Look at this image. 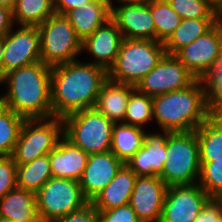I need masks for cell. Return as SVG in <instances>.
Returning <instances> with one entry per match:
<instances>
[{
  "label": "cell",
  "mask_w": 222,
  "mask_h": 222,
  "mask_svg": "<svg viewBox=\"0 0 222 222\" xmlns=\"http://www.w3.org/2000/svg\"><path fill=\"white\" fill-rule=\"evenodd\" d=\"M108 71L78 60L51 68L52 117H60L95 106Z\"/></svg>",
  "instance_id": "1"
},
{
  "label": "cell",
  "mask_w": 222,
  "mask_h": 222,
  "mask_svg": "<svg viewBox=\"0 0 222 222\" xmlns=\"http://www.w3.org/2000/svg\"><path fill=\"white\" fill-rule=\"evenodd\" d=\"M7 84V93L1 96L2 105L24 119L52 117L51 67L43 62L14 69L1 78Z\"/></svg>",
  "instance_id": "2"
},
{
  "label": "cell",
  "mask_w": 222,
  "mask_h": 222,
  "mask_svg": "<svg viewBox=\"0 0 222 222\" xmlns=\"http://www.w3.org/2000/svg\"><path fill=\"white\" fill-rule=\"evenodd\" d=\"M153 118L162 131H195L211 114L203 79L189 87L152 98Z\"/></svg>",
  "instance_id": "3"
},
{
  "label": "cell",
  "mask_w": 222,
  "mask_h": 222,
  "mask_svg": "<svg viewBox=\"0 0 222 222\" xmlns=\"http://www.w3.org/2000/svg\"><path fill=\"white\" fill-rule=\"evenodd\" d=\"M166 156L167 159L159 177L168 187L198 182L201 163L195 131H168Z\"/></svg>",
  "instance_id": "4"
},
{
  "label": "cell",
  "mask_w": 222,
  "mask_h": 222,
  "mask_svg": "<svg viewBox=\"0 0 222 222\" xmlns=\"http://www.w3.org/2000/svg\"><path fill=\"white\" fill-rule=\"evenodd\" d=\"M165 54L162 42L149 39L123 38L108 78L115 82L136 85Z\"/></svg>",
  "instance_id": "5"
},
{
  "label": "cell",
  "mask_w": 222,
  "mask_h": 222,
  "mask_svg": "<svg viewBox=\"0 0 222 222\" xmlns=\"http://www.w3.org/2000/svg\"><path fill=\"white\" fill-rule=\"evenodd\" d=\"M62 120L63 135L89 155L111 150L115 123L95 107L73 112Z\"/></svg>",
  "instance_id": "6"
},
{
  "label": "cell",
  "mask_w": 222,
  "mask_h": 222,
  "mask_svg": "<svg viewBox=\"0 0 222 222\" xmlns=\"http://www.w3.org/2000/svg\"><path fill=\"white\" fill-rule=\"evenodd\" d=\"M41 62L54 67L77 60L82 41L64 15L53 14L38 26Z\"/></svg>",
  "instance_id": "7"
},
{
  "label": "cell",
  "mask_w": 222,
  "mask_h": 222,
  "mask_svg": "<svg viewBox=\"0 0 222 222\" xmlns=\"http://www.w3.org/2000/svg\"><path fill=\"white\" fill-rule=\"evenodd\" d=\"M62 136L63 120L60 117L25 119L11 157L16 165L29 163L49 154Z\"/></svg>",
  "instance_id": "8"
},
{
  "label": "cell",
  "mask_w": 222,
  "mask_h": 222,
  "mask_svg": "<svg viewBox=\"0 0 222 222\" xmlns=\"http://www.w3.org/2000/svg\"><path fill=\"white\" fill-rule=\"evenodd\" d=\"M36 203L41 222H55L82 209L89 201L78 181L51 177L36 192Z\"/></svg>",
  "instance_id": "9"
},
{
  "label": "cell",
  "mask_w": 222,
  "mask_h": 222,
  "mask_svg": "<svg viewBox=\"0 0 222 222\" xmlns=\"http://www.w3.org/2000/svg\"><path fill=\"white\" fill-rule=\"evenodd\" d=\"M197 78L175 56L164 54L157 65L145 75L135 88L150 97L189 87Z\"/></svg>",
  "instance_id": "10"
},
{
  "label": "cell",
  "mask_w": 222,
  "mask_h": 222,
  "mask_svg": "<svg viewBox=\"0 0 222 222\" xmlns=\"http://www.w3.org/2000/svg\"><path fill=\"white\" fill-rule=\"evenodd\" d=\"M222 48V25L217 22L203 36L180 49L175 56L197 78L203 79L216 67Z\"/></svg>",
  "instance_id": "11"
},
{
  "label": "cell",
  "mask_w": 222,
  "mask_h": 222,
  "mask_svg": "<svg viewBox=\"0 0 222 222\" xmlns=\"http://www.w3.org/2000/svg\"><path fill=\"white\" fill-rule=\"evenodd\" d=\"M210 198L198 183L169 186L160 222H193Z\"/></svg>",
  "instance_id": "12"
},
{
  "label": "cell",
  "mask_w": 222,
  "mask_h": 222,
  "mask_svg": "<svg viewBox=\"0 0 222 222\" xmlns=\"http://www.w3.org/2000/svg\"><path fill=\"white\" fill-rule=\"evenodd\" d=\"M11 30L3 37L4 75L41 61L40 34L37 26H21Z\"/></svg>",
  "instance_id": "13"
},
{
  "label": "cell",
  "mask_w": 222,
  "mask_h": 222,
  "mask_svg": "<svg viewBox=\"0 0 222 222\" xmlns=\"http://www.w3.org/2000/svg\"><path fill=\"white\" fill-rule=\"evenodd\" d=\"M120 6L111 5V19L125 39L156 40V30L150 3H132L117 0Z\"/></svg>",
  "instance_id": "14"
},
{
  "label": "cell",
  "mask_w": 222,
  "mask_h": 222,
  "mask_svg": "<svg viewBox=\"0 0 222 222\" xmlns=\"http://www.w3.org/2000/svg\"><path fill=\"white\" fill-rule=\"evenodd\" d=\"M167 185L159 176H137L130 206L141 222H160Z\"/></svg>",
  "instance_id": "15"
},
{
  "label": "cell",
  "mask_w": 222,
  "mask_h": 222,
  "mask_svg": "<svg viewBox=\"0 0 222 222\" xmlns=\"http://www.w3.org/2000/svg\"><path fill=\"white\" fill-rule=\"evenodd\" d=\"M124 164L111 151L90 154L83 175L78 181L83 196L91 202L113 180Z\"/></svg>",
  "instance_id": "16"
},
{
  "label": "cell",
  "mask_w": 222,
  "mask_h": 222,
  "mask_svg": "<svg viewBox=\"0 0 222 222\" xmlns=\"http://www.w3.org/2000/svg\"><path fill=\"white\" fill-rule=\"evenodd\" d=\"M168 131L163 134L144 133L142 147L125 162L137 176H159L167 159Z\"/></svg>",
  "instance_id": "17"
},
{
  "label": "cell",
  "mask_w": 222,
  "mask_h": 222,
  "mask_svg": "<svg viewBox=\"0 0 222 222\" xmlns=\"http://www.w3.org/2000/svg\"><path fill=\"white\" fill-rule=\"evenodd\" d=\"M122 40L121 31L109 19L82 41L81 50H86L95 58L91 63L109 71L116 61Z\"/></svg>",
  "instance_id": "18"
},
{
  "label": "cell",
  "mask_w": 222,
  "mask_h": 222,
  "mask_svg": "<svg viewBox=\"0 0 222 222\" xmlns=\"http://www.w3.org/2000/svg\"><path fill=\"white\" fill-rule=\"evenodd\" d=\"M88 156V153L63 135L49 153L52 176L79 181L87 165Z\"/></svg>",
  "instance_id": "19"
},
{
  "label": "cell",
  "mask_w": 222,
  "mask_h": 222,
  "mask_svg": "<svg viewBox=\"0 0 222 222\" xmlns=\"http://www.w3.org/2000/svg\"><path fill=\"white\" fill-rule=\"evenodd\" d=\"M112 4L109 0H93L69 10L64 16L71 23L77 37L83 41L111 19Z\"/></svg>",
  "instance_id": "20"
},
{
  "label": "cell",
  "mask_w": 222,
  "mask_h": 222,
  "mask_svg": "<svg viewBox=\"0 0 222 222\" xmlns=\"http://www.w3.org/2000/svg\"><path fill=\"white\" fill-rule=\"evenodd\" d=\"M137 174L124 164L113 180L90 202L96 210H109L130 202Z\"/></svg>",
  "instance_id": "21"
},
{
  "label": "cell",
  "mask_w": 222,
  "mask_h": 222,
  "mask_svg": "<svg viewBox=\"0 0 222 222\" xmlns=\"http://www.w3.org/2000/svg\"><path fill=\"white\" fill-rule=\"evenodd\" d=\"M134 89L135 85L108 78L101 87L94 107L110 121L123 123L127 102Z\"/></svg>",
  "instance_id": "22"
},
{
  "label": "cell",
  "mask_w": 222,
  "mask_h": 222,
  "mask_svg": "<svg viewBox=\"0 0 222 222\" xmlns=\"http://www.w3.org/2000/svg\"><path fill=\"white\" fill-rule=\"evenodd\" d=\"M0 218L12 222H41L36 193L14 188L0 199Z\"/></svg>",
  "instance_id": "23"
},
{
  "label": "cell",
  "mask_w": 222,
  "mask_h": 222,
  "mask_svg": "<svg viewBox=\"0 0 222 222\" xmlns=\"http://www.w3.org/2000/svg\"><path fill=\"white\" fill-rule=\"evenodd\" d=\"M217 22L218 18L182 19L179 26L163 43L165 53L175 55L184 46L203 36Z\"/></svg>",
  "instance_id": "24"
},
{
  "label": "cell",
  "mask_w": 222,
  "mask_h": 222,
  "mask_svg": "<svg viewBox=\"0 0 222 222\" xmlns=\"http://www.w3.org/2000/svg\"><path fill=\"white\" fill-rule=\"evenodd\" d=\"M200 161L222 159V121L211 114L196 130Z\"/></svg>",
  "instance_id": "25"
},
{
  "label": "cell",
  "mask_w": 222,
  "mask_h": 222,
  "mask_svg": "<svg viewBox=\"0 0 222 222\" xmlns=\"http://www.w3.org/2000/svg\"><path fill=\"white\" fill-rule=\"evenodd\" d=\"M144 133L142 128L115 123L110 151L125 163L142 147Z\"/></svg>",
  "instance_id": "26"
},
{
  "label": "cell",
  "mask_w": 222,
  "mask_h": 222,
  "mask_svg": "<svg viewBox=\"0 0 222 222\" xmlns=\"http://www.w3.org/2000/svg\"><path fill=\"white\" fill-rule=\"evenodd\" d=\"M52 176L49 154L17 165V187L36 193Z\"/></svg>",
  "instance_id": "27"
},
{
  "label": "cell",
  "mask_w": 222,
  "mask_h": 222,
  "mask_svg": "<svg viewBox=\"0 0 222 222\" xmlns=\"http://www.w3.org/2000/svg\"><path fill=\"white\" fill-rule=\"evenodd\" d=\"M54 13V0H16L12 19L20 26L38 27Z\"/></svg>",
  "instance_id": "28"
},
{
  "label": "cell",
  "mask_w": 222,
  "mask_h": 222,
  "mask_svg": "<svg viewBox=\"0 0 222 222\" xmlns=\"http://www.w3.org/2000/svg\"><path fill=\"white\" fill-rule=\"evenodd\" d=\"M150 10L156 30V41L164 43L175 31L182 18L166 0L150 2Z\"/></svg>",
  "instance_id": "29"
},
{
  "label": "cell",
  "mask_w": 222,
  "mask_h": 222,
  "mask_svg": "<svg viewBox=\"0 0 222 222\" xmlns=\"http://www.w3.org/2000/svg\"><path fill=\"white\" fill-rule=\"evenodd\" d=\"M25 119L0 105V156H11Z\"/></svg>",
  "instance_id": "30"
},
{
  "label": "cell",
  "mask_w": 222,
  "mask_h": 222,
  "mask_svg": "<svg viewBox=\"0 0 222 222\" xmlns=\"http://www.w3.org/2000/svg\"><path fill=\"white\" fill-rule=\"evenodd\" d=\"M152 118V97L135 88L128 99L123 123L143 129Z\"/></svg>",
  "instance_id": "31"
},
{
  "label": "cell",
  "mask_w": 222,
  "mask_h": 222,
  "mask_svg": "<svg viewBox=\"0 0 222 222\" xmlns=\"http://www.w3.org/2000/svg\"><path fill=\"white\" fill-rule=\"evenodd\" d=\"M200 176L198 184L211 197L222 194V159L200 161Z\"/></svg>",
  "instance_id": "32"
},
{
  "label": "cell",
  "mask_w": 222,
  "mask_h": 222,
  "mask_svg": "<svg viewBox=\"0 0 222 222\" xmlns=\"http://www.w3.org/2000/svg\"><path fill=\"white\" fill-rule=\"evenodd\" d=\"M182 19L218 18L207 0H166Z\"/></svg>",
  "instance_id": "33"
},
{
  "label": "cell",
  "mask_w": 222,
  "mask_h": 222,
  "mask_svg": "<svg viewBox=\"0 0 222 222\" xmlns=\"http://www.w3.org/2000/svg\"><path fill=\"white\" fill-rule=\"evenodd\" d=\"M212 114L222 112V48L215 68L204 78Z\"/></svg>",
  "instance_id": "34"
},
{
  "label": "cell",
  "mask_w": 222,
  "mask_h": 222,
  "mask_svg": "<svg viewBox=\"0 0 222 222\" xmlns=\"http://www.w3.org/2000/svg\"><path fill=\"white\" fill-rule=\"evenodd\" d=\"M17 187V165L11 156H0V199Z\"/></svg>",
  "instance_id": "35"
},
{
  "label": "cell",
  "mask_w": 222,
  "mask_h": 222,
  "mask_svg": "<svg viewBox=\"0 0 222 222\" xmlns=\"http://www.w3.org/2000/svg\"><path fill=\"white\" fill-rule=\"evenodd\" d=\"M100 222H141L130 204L109 210H97Z\"/></svg>",
  "instance_id": "36"
},
{
  "label": "cell",
  "mask_w": 222,
  "mask_h": 222,
  "mask_svg": "<svg viewBox=\"0 0 222 222\" xmlns=\"http://www.w3.org/2000/svg\"><path fill=\"white\" fill-rule=\"evenodd\" d=\"M193 222H222V209L215 198H210Z\"/></svg>",
  "instance_id": "37"
},
{
  "label": "cell",
  "mask_w": 222,
  "mask_h": 222,
  "mask_svg": "<svg viewBox=\"0 0 222 222\" xmlns=\"http://www.w3.org/2000/svg\"><path fill=\"white\" fill-rule=\"evenodd\" d=\"M55 222H100L98 211L89 202L82 209L71 212Z\"/></svg>",
  "instance_id": "38"
},
{
  "label": "cell",
  "mask_w": 222,
  "mask_h": 222,
  "mask_svg": "<svg viewBox=\"0 0 222 222\" xmlns=\"http://www.w3.org/2000/svg\"><path fill=\"white\" fill-rule=\"evenodd\" d=\"M91 1L93 0H54L55 14L65 15L69 10Z\"/></svg>",
  "instance_id": "39"
},
{
  "label": "cell",
  "mask_w": 222,
  "mask_h": 222,
  "mask_svg": "<svg viewBox=\"0 0 222 222\" xmlns=\"http://www.w3.org/2000/svg\"><path fill=\"white\" fill-rule=\"evenodd\" d=\"M12 11L0 6V37H4L13 27Z\"/></svg>",
  "instance_id": "40"
},
{
  "label": "cell",
  "mask_w": 222,
  "mask_h": 222,
  "mask_svg": "<svg viewBox=\"0 0 222 222\" xmlns=\"http://www.w3.org/2000/svg\"><path fill=\"white\" fill-rule=\"evenodd\" d=\"M4 76L3 37H0V79Z\"/></svg>",
  "instance_id": "41"
},
{
  "label": "cell",
  "mask_w": 222,
  "mask_h": 222,
  "mask_svg": "<svg viewBox=\"0 0 222 222\" xmlns=\"http://www.w3.org/2000/svg\"><path fill=\"white\" fill-rule=\"evenodd\" d=\"M16 0H0V6L13 10Z\"/></svg>",
  "instance_id": "42"
},
{
  "label": "cell",
  "mask_w": 222,
  "mask_h": 222,
  "mask_svg": "<svg viewBox=\"0 0 222 222\" xmlns=\"http://www.w3.org/2000/svg\"><path fill=\"white\" fill-rule=\"evenodd\" d=\"M215 9L217 12L222 10V0H207Z\"/></svg>",
  "instance_id": "43"
},
{
  "label": "cell",
  "mask_w": 222,
  "mask_h": 222,
  "mask_svg": "<svg viewBox=\"0 0 222 222\" xmlns=\"http://www.w3.org/2000/svg\"><path fill=\"white\" fill-rule=\"evenodd\" d=\"M122 1L132 2V3H150L154 0H122Z\"/></svg>",
  "instance_id": "44"
},
{
  "label": "cell",
  "mask_w": 222,
  "mask_h": 222,
  "mask_svg": "<svg viewBox=\"0 0 222 222\" xmlns=\"http://www.w3.org/2000/svg\"><path fill=\"white\" fill-rule=\"evenodd\" d=\"M215 199L219 202L221 209H222V194L218 195L217 197H215Z\"/></svg>",
  "instance_id": "45"
},
{
  "label": "cell",
  "mask_w": 222,
  "mask_h": 222,
  "mask_svg": "<svg viewBox=\"0 0 222 222\" xmlns=\"http://www.w3.org/2000/svg\"><path fill=\"white\" fill-rule=\"evenodd\" d=\"M218 22L222 25V10L218 12Z\"/></svg>",
  "instance_id": "46"
},
{
  "label": "cell",
  "mask_w": 222,
  "mask_h": 222,
  "mask_svg": "<svg viewBox=\"0 0 222 222\" xmlns=\"http://www.w3.org/2000/svg\"><path fill=\"white\" fill-rule=\"evenodd\" d=\"M219 119H222V112L215 114Z\"/></svg>",
  "instance_id": "47"
},
{
  "label": "cell",
  "mask_w": 222,
  "mask_h": 222,
  "mask_svg": "<svg viewBox=\"0 0 222 222\" xmlns=\"http://www.w3.org/2000/svg\"><path fill=\"white\" fill-rule=\"evenodd\" d=\"M0 222H12V221L4 220V219H1V218H0Z\"/></svg>",
  "instance_id": "48"
}]
</instances>
